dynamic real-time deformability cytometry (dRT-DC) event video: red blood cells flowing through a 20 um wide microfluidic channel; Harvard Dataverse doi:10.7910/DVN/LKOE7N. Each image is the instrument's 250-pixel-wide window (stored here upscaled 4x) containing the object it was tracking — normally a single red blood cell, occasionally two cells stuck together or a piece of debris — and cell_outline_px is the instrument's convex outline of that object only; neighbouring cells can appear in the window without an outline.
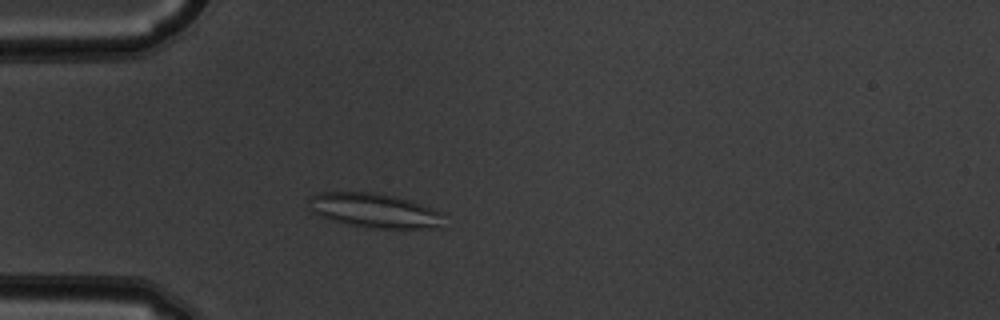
{"species": "common noctule bat (a hibernating species)", "species_latin": "Nyctalus noctula", "temperature_condition": "warm", "stored_images_in_passage": 47, "camera_frame_rate_fps": 3000, "um_per_image_px": 0.085, "animal": {"sex": "male", "body_mass_g": 19.5, "forearm_length_mm": 54.6}, "frame": {"image": 1, "passage_image": 10, "time_ms": 3.0, "image_size_px": [1000, 320], "cell_outline_px": [[444, 228], [364, 228], [348, 224], [320, 216], [312, 212], [308, 208], [308, 196], [320, 192], [380, 192], [412, 200], [444, 212]], "centroid_in_image_um": [31.87, 17.89], "position_along_channel_um": 53.1, "area_um2": 27.86}}
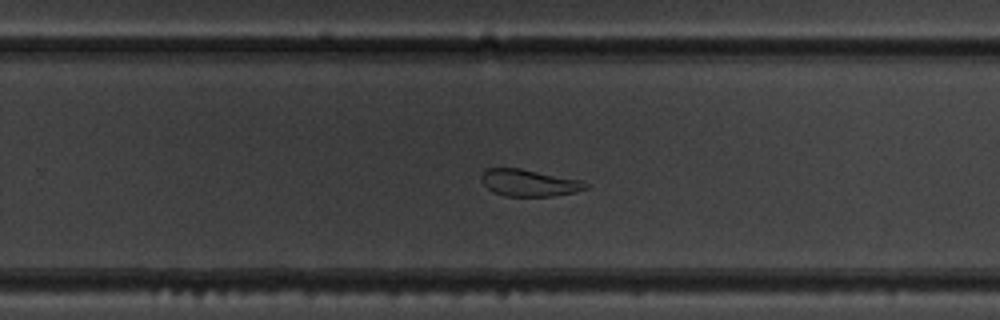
{"frame": {"image": 2, "passage_image": 29, "time_ms": 9.333, "image_size_px": [1000, 320], "cell_outline_px": [[588, 188], [576, 192], [552, 196], [504, 196], [492, 192], [480, 180], [480, 176], [488, 168], [520, 168], [580, 180], [588, 184]], "centroid_in_image_um": [44.95, 15.55], "position_along_channel_um": 284.8, "area_um2": 16.3}}
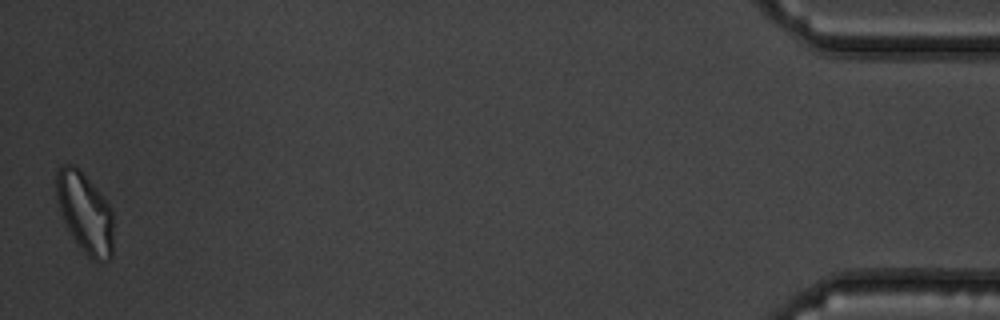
{"frame": {"image": 3, "passage_image": 47, "time_ms": 15.333, "image_size_px": [1000, 320], "cell_outline_px": [[112, 256], [108, 260], [100, 264], [92, 260], [84, 252], [72, 236], [64, 220], [56, 196], [56, 172], [64, 164], [76, 164], [80, 168], [112, 208]], "centroid_in_image_um": [7.23, 18.08], "position_along_channel_um": 428.0, "area_um2": 26.7}, "authors_computed_cell_mechanics": {"area_um2": 22.3108, "velocity_mm_per_s": 3.834, "shape_relaxation_time_tau1_ms": null, "shape_relaxation_time_tau2_ms": 3.6091, "deformation_change_tau1": null, "deformation_change_tau2": 0.1077}}